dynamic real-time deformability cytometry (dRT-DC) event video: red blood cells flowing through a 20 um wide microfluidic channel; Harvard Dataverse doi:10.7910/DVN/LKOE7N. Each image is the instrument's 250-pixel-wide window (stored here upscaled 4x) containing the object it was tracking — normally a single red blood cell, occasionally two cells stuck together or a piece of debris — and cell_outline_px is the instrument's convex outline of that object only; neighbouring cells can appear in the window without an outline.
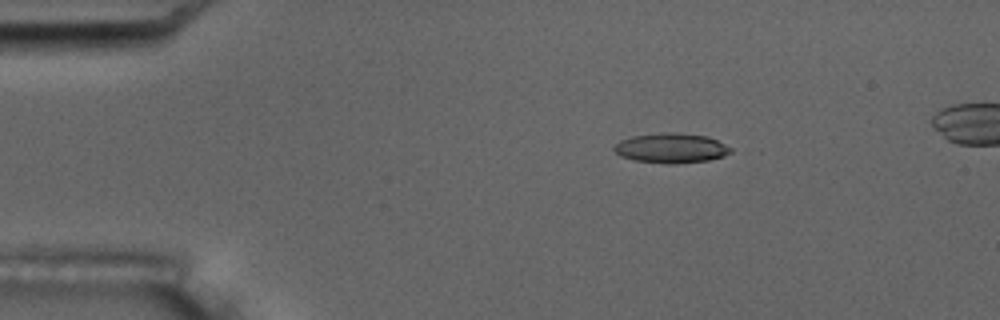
{"species": "common noctule bat (a hibernating species)", "species_latin": "Nyctalus noctula", "temperature_condition": "room temperature", "stored_images_in_passage": 5, "camera_frame_rate_fps": 3000, "um_per_image_px": 0.085, "animal": {"sex": "male", "body_mass_g": 17.5, "forearm_length_mm": 52.3}, "frame": {"image": 1, "passage_image": 3, "time_ms": 2.333, "image_size_px": [1000, 320], "cell_outline_px": [[732, 152], [724, 156], [708, 160], [676, 164], [664, 164], [632, 160], [620, 156], [612, 148], [620, 140], [632, 136], [668, 132], [672, 132], [708, 136], [732, 148]], "centroid_in_image_um": [57.04, 12.6], "position_along_channel_um": 28.0, "area_um2": 20.35}}